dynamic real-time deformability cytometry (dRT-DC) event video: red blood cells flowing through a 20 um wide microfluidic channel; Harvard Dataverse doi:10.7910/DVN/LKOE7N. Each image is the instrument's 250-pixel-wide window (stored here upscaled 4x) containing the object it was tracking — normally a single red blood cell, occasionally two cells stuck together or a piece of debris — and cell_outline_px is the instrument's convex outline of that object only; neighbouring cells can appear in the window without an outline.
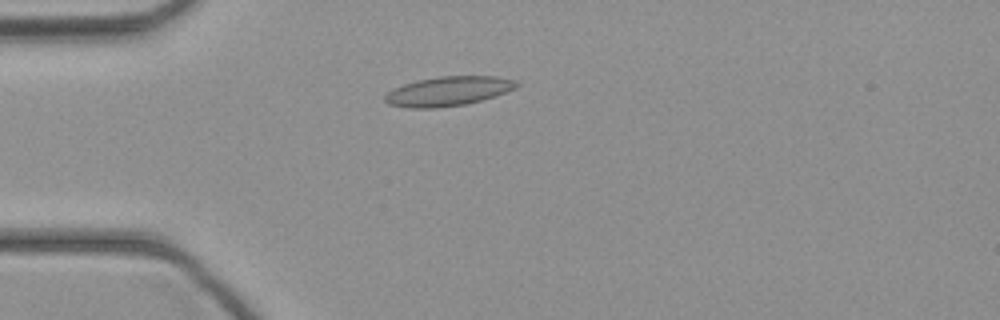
{"species": "common noctule bat (a hibernating species)", "species_latin": "Nyctalus noctula", "temperature_condition": "cold", "stored_images_in_passage": 33, "camera_frame_rate_fps": 3000, "um_per_image_px": 0.085, "animal": {"sex": "female", "body_mass_g": 21.9}, "frame": {"image": 1, "passage_image": 1, "time_ms": 0.0, "image_size_px": [1000, 320], "cell_outline_px": [[520, 84], [516, 88], [480, 100], [464, 104], [436, 108], [408, 108], [388, 104], [384, 100], [384, 96], [392, 88], [416, 80], [440, 76], [496, 76], [520, 80]], "centroid_in_image_um": [38.09, 7.74], "position_along_channel_um": 46.9, "area_um2": 22.6}}
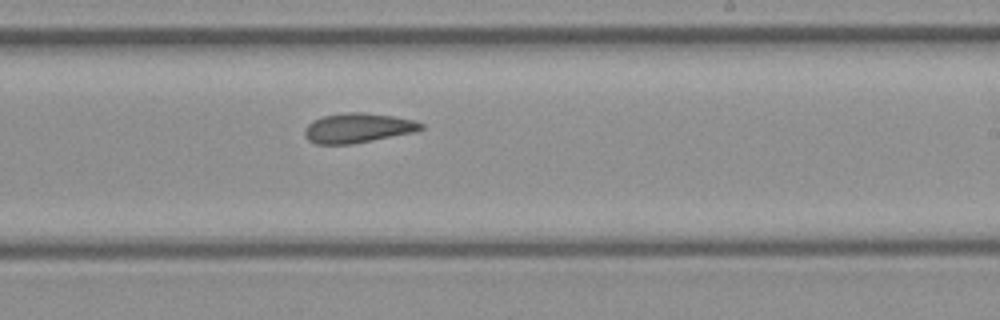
{"frame": {"image": 2, "passage_image": 16, "time_ms": 5.0, "image_size_px": [1000, 320], "cell_outline_px": [[424, 128], [412, 132], [352, 144], [316, 144], [308, 140], [304, 136], [304, 128], [312, 120], [324, 116], [348, 112], [364, 112], [392, 116], [416, 120], [424, 124]], "centroid_in_image_um": [30.38, 10.87], "position_along_channel_um": 258.6, "area_um2": 20.06}}
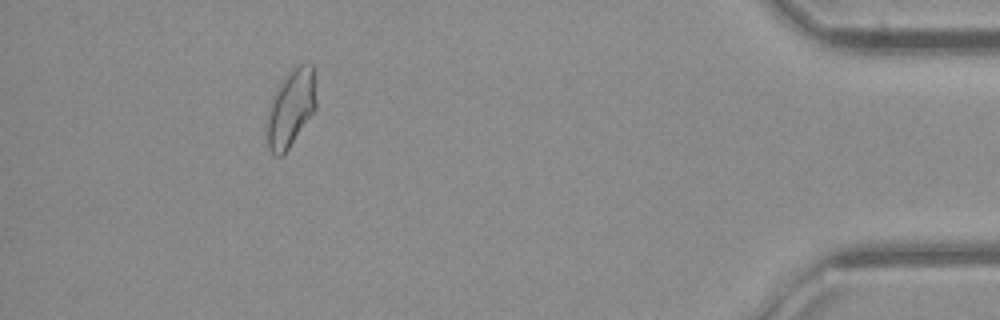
{"frame": {"image": 3, "passage_image": 30, "time_ms": 9.667, "image_size_px": [1000, 320], "cell_outline_px": [[316, 108], [288, 148], [280, 156], [276, 156], [268, 148], [264, 124], [268, 104], [280, 80], [296, 64], [312, 64], [316, 100]], "centroid_in_image_um": [24.65, 9.17], "position_along_channel_um": 410.5, "area_um2": 22.54}}